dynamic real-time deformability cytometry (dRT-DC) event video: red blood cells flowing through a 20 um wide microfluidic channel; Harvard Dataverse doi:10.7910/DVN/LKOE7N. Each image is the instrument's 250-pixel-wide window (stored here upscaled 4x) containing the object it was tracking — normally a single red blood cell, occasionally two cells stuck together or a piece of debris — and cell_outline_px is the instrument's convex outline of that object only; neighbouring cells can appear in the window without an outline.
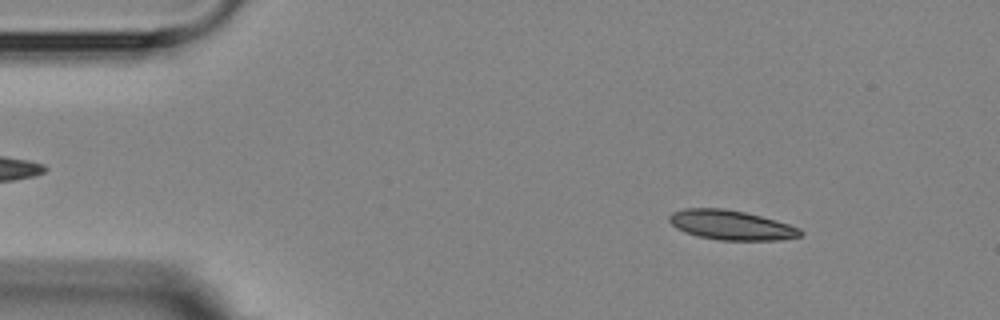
{"species": "Egyptian fruit bat (a non-hibernating species)", "species_latin": "Rousettus aegyptiacus", "temperature_condition": "room temperature", "stored_images_in_passage": 5, "camera_frame_rate_fps": 3000, "um_per_image_px": 0.085, "animal": {"sex": "female"}, "frame": {"image": 1, "passage_image": 1, "time_ms": 0.0, "image_size_px": [1000, 320], "cell_outline_px": [[804, 232], [800, 236], [780, 240], [720, 240], [696, 236], [684, 232], [676, 228], [668, 220], [668, 216], [672, 212], [684, 208], [724, 208], [744, 212], [776, 220], [800, 228]], "centroid_in_image_um": [62.12, 19.13], "position_along_channel_um": 22.9, "area_um2": 22.72}}
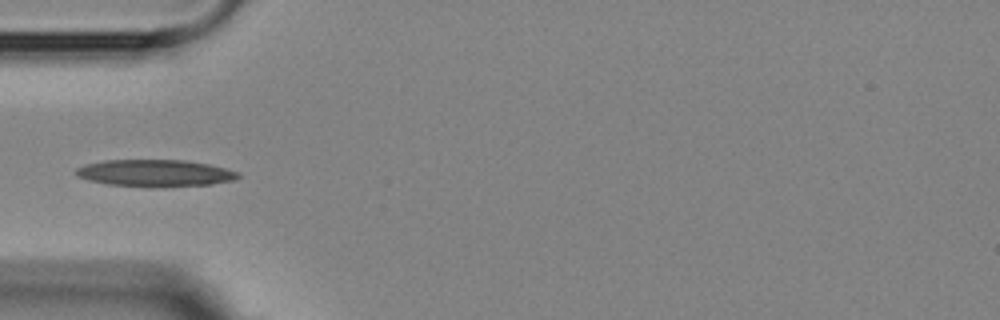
{"frame": {"image": 2, "passage_image": 4, "time_ms": 3.333, "image_size_px": [1000, 320], "cell_outline_px": [[240, 176], [236, 180], [212, 184], [152, 188], [148, 188], [108, 184], [88, 180], [76, 176], [76, 168], [84, 164], [104, 160], [184, 160], [208, 164], [240, 172]], "centroid_in_image_um": [13.18, 14.73], "position_along_channel_um": 71.8, "area_um2": 25.84}}